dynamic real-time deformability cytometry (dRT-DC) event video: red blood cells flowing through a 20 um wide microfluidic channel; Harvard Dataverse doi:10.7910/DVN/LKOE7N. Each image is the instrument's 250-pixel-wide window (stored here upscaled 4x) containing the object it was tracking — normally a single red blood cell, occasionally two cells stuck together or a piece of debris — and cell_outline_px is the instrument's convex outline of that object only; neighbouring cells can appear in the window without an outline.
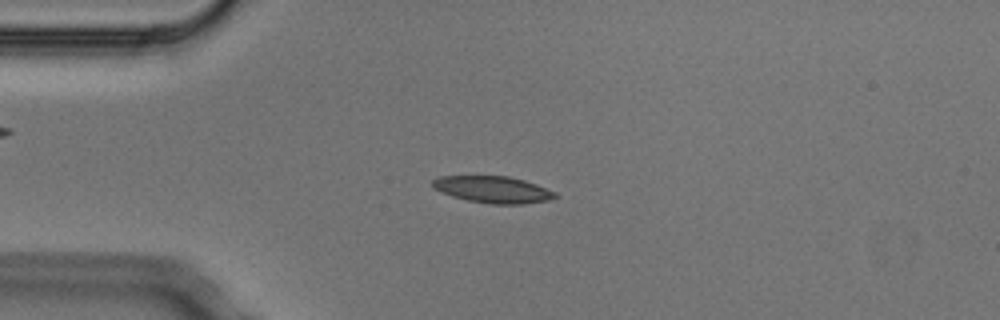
{"species": "Egyptian fruit bat (a non-hibernating species)", "species_latin": "Rousettus aegyptiacus", "temperature_condition": "cold", "stored_images_in_passage": 7, "camera_frame_rate_fps": 3000, "um_per_image_px": 0.085, "animal": {"sex": "male"}, "frame": {"image": 1, "passage_image": 3, "time_ms": 0.667, "image_size_px": [1000, 320], "cell_outline_px": [[560, 196], [548, 200], [524, 204], [492, 204], [468, 200], [452, 196], [440, 192], [432, 188], [432, 180], [440, 176], [508, 176], [524, 180], [536, 184], [556, 192]], "centroid_in_image_um": [41.9, 16.11], "position_along_channel_um": 43.1, "area_um2": 19.19}}
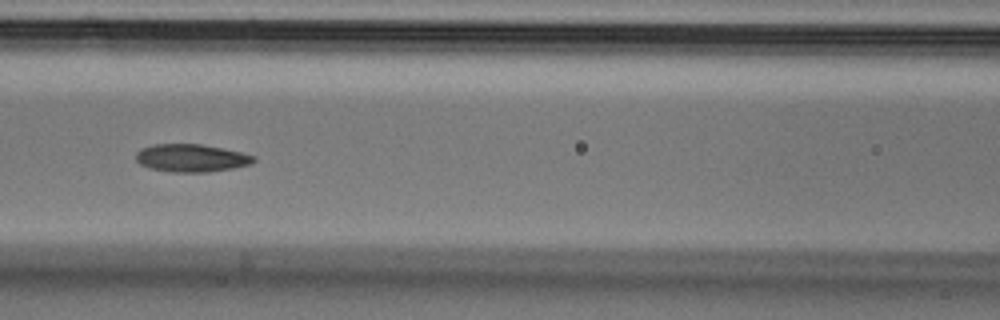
{"frame": {"image": 2, "passage_image": 6, "time_ms": 1.667, "image_size_px": [1000, 320], "cell_outline_px": [[256, 160], [252, 164], [232, 168], [208, 172], [172, 172], [148, 168], [140, 164], [136, 160], [136, 152], [140, 148], [152, 144], [200, 144], [224, 148], [256, 156]], "centroid_in_image_um": [16.25, 13.43], "position_along_channel_um": 150.3, "area_um2": 19.25}}
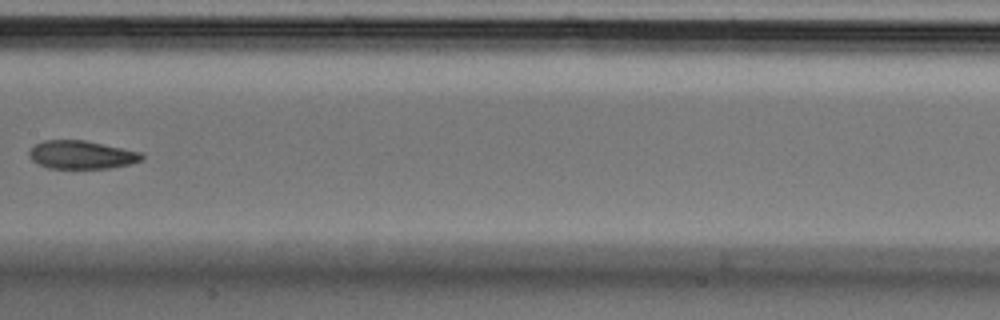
{"frame": {"image": 3, "passage_image": 7, "time_ms": 2.0, "image_size_px": [1000, 320], "cell_outline_px": [[144, 160], [132, 164], [108, 168], [48, 168], [36, 164], [28, 156], [28, 152], [36, 144], [44, 140], [84, 140], [140, 152], [144, 156]], "centroid_in_image_um": [6.92, 13.16], "position_along_channel_um": 200.5, "area_um2": 18.55}}